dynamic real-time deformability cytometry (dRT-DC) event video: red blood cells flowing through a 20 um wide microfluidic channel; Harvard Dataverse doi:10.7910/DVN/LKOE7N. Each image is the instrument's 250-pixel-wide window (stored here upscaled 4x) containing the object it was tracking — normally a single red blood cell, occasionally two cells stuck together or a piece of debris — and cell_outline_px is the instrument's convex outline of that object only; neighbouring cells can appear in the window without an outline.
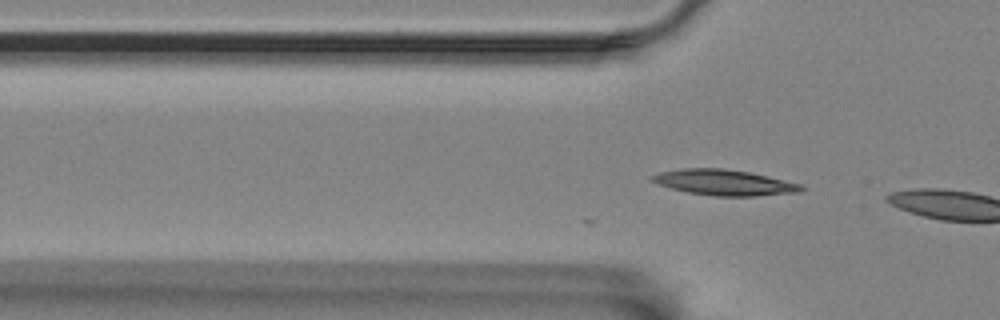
{"species": "Egyptian fruit bat (a non-hibernating species)", "species_latin": "Rousettus aegyptiacus", "temperature_condition": "room temperature", "stored_images_in_passage": 14, "camera_frame_rate_fps": 3000, "um_per_image_px": 0.085, "animal": {"sex": "female"}, "frame": {"image": 1, "passage_image": 14, "time_ms": 4.333, "image_size_px": [1000, 320], "cell_outline_px": [[804, 188], [800, 192], [756, 196], [712, 196], [688, 192], [672, 188], [648, 180], [648, 176], [660, 172], [684, 168], [724, 168], [748, 172], [768, 176], [800, 184]], "centroid_in_image_um": [61.52, 15.51], "position_along_channel_um": 64.3, "area_um2": 22.25}}